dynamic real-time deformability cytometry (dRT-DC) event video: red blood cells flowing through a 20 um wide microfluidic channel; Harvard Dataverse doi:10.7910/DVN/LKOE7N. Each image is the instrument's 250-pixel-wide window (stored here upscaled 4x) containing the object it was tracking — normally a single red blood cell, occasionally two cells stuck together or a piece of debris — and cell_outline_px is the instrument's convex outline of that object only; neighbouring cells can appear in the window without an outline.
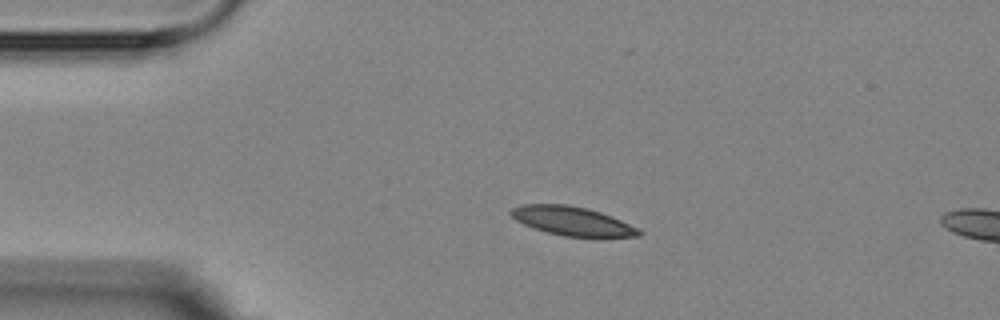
{"species": "Egyptian fruit bat (a non-hibernating species)", "species_latin": "Rousettus aegyptiacus", "temperature_condition": "room temperature", "stored_images_in_passage": 4, "segment_of_instrument_passage": [1, 2], "camera_frame_rate_fps": 3000, "um_per_image_px": 0.085, "animal": {"sex": "female"}, "frame": {"image": 1, "passage_image": 3, "time_ms": 2.667, "image_size_px": [1000, 320], "cell_outline_px": [[644, 232], [640, 236], [564, 236], [532, 228], [516, 220], [508, 212], [512, 208], [524, 204], [568, 204], [588, 208], [612, 216], [640, 228]], "centroid_in_image_um": [48.65, 18.77], "position_along_channel_um": 36.4, "area_um2": 21.5}}